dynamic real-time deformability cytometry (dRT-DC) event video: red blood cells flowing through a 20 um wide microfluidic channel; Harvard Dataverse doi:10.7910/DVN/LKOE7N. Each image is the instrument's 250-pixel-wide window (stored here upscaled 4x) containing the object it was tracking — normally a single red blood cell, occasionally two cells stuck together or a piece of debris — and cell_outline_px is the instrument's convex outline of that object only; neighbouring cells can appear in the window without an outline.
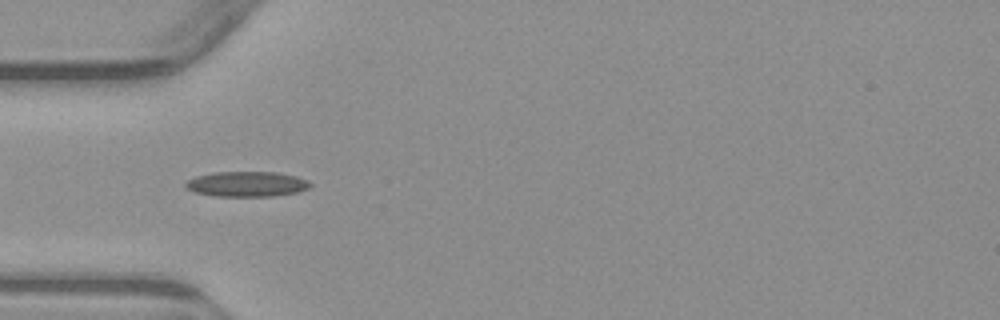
{"species": "common noctule bat (a hibernating species)", "species_latin": "Nyctalus noctula", "temperature_condition": "warm", "stored_images_in_passage": 6, "camera_frame_rate_fps": 3000, "um_per_image_px": 0.085, "animal": {"sex": "male", "body_mass_g": 23.1, "forearm_length_mm": 52.7}, "frame": {"image": 1, "passage_image": 5, "time_ms": 4.667, "image_size_px": [1000, 320], "cell_outline_px": [[312, 184], [308, 188], [296, 192], [272, 196], [216, 196], [196, 192], [188, 188], [184, 184], [188, 180], [196, 176], [216, 172], [276, 172], [296, 176], [308, 180]], "centroid_in_image_um": [21.0, 15.64], "position_along_channel_um": 64.0, "area_um2": 18.09}}
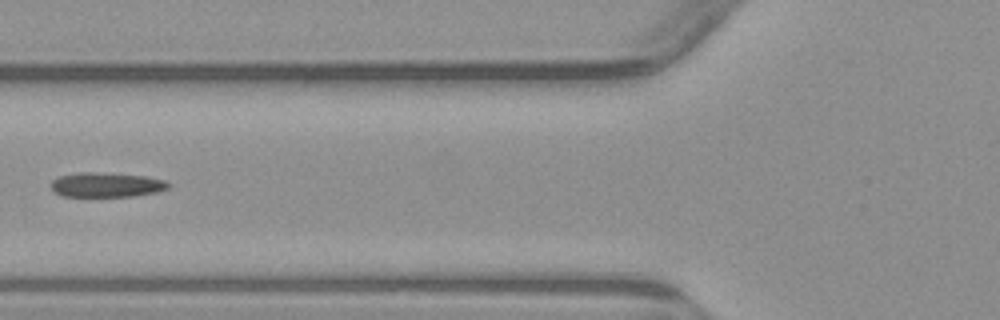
{"frame": {"image": 2, "passage_image": 6, "time_ms": 6.0, "image_size_px": [1000, 320], "cell_outline_px": [[172, 184], [168, 188], [156, 192], [132, 196], [64, 196], [56, 192], [52, 188], [52, 180], [60, 176], [80, 172], [96, 172], [144, 176], [164, 180]], "centroid_in_image_um": [9.07, 15.7], "position_along_channel_um": 116.7, "area_um2": 16.59}}